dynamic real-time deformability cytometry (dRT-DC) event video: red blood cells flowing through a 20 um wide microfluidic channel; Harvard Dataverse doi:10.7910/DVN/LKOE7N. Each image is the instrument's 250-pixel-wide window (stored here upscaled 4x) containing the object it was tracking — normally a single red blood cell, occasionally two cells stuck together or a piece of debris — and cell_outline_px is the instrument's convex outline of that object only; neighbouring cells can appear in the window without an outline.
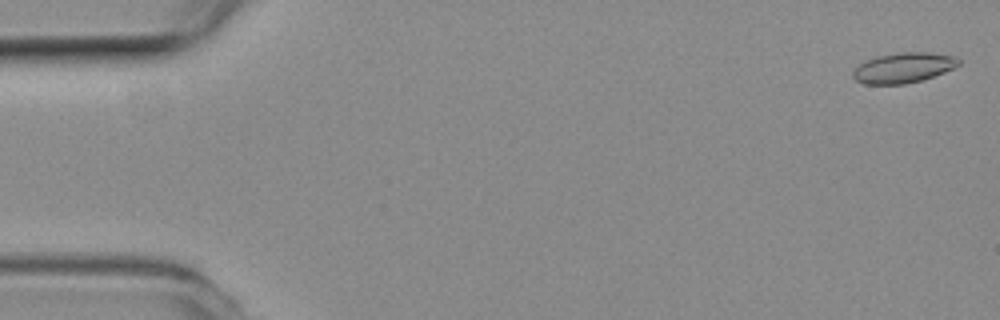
{"species": "common noctule bat (a hibernating species)", "species_latin": "Nyctalus noctula", "temperature_condition": "room temperature", "stored_images_in_passage": 14, "camera_frame_rate_fps": 3000, "um_per_image_px": 0.085, "animal": {"sex": "female", "body_mass_g": 19.3, "forearm_length_mm": 54.1}, "frame": {"image": 1, "passage_image": 2, "time_ms": 0.333, "image_size_px": [1000, 320], "cell_outline_px": [[960, 64], [944, 72], [924, 80], [904, 84], [864, 84], [856, 80], [852, 76], [852, 72], [864, 60], [876, 56], [900, 52], [928, 52], [952, 56], [960, 60]], "centroid_in_image_um": [76.76, 5.76], "position_along_channel_um": 8.2, "area_um2": 18.61}}